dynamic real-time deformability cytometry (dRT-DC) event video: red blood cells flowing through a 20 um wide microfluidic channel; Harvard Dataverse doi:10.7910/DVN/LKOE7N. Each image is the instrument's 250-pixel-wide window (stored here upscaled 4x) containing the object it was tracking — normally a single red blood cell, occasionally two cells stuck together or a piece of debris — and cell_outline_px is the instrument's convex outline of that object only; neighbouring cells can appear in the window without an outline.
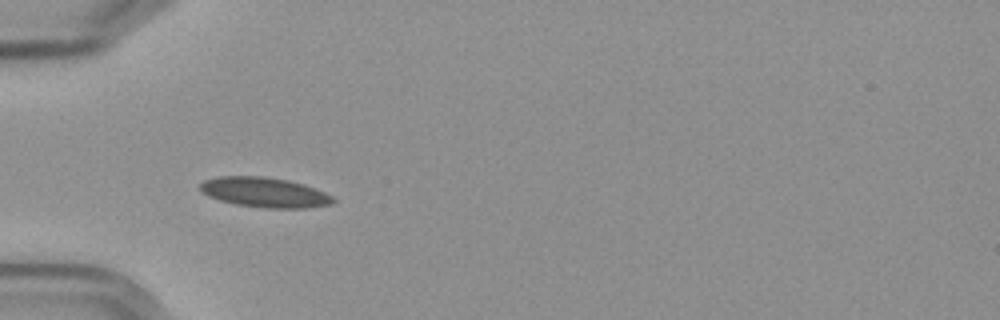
{"species": "Egyptian fruit bat (a non-hibernating species)", "species_latin": "Rousettus aegyptiacus", "temperature_condition": "cold", "stored_images_in_passage": 39, "camera_frame_rate_fps": 3000, "um_per_image_px": 0.085, "frame": {"image": 1, "passage_image": 1, "time_ms": 0.0, "image_size_px": [1000, 320], "cell_outline_px": [[336, 200], [332, 204], [308, 208], [264, 208], [236, 204], [220, 200], [208, 196], [200, 192], [200, 184], [204, 180], [216, 176], [264, 176], [288, 180], [304, 184], [324, 192], [332, 196]], "centroid_in_image_um": [22.48, 16.35], "position_along_channel_um": 62.5, "area_um2": 23.35}}
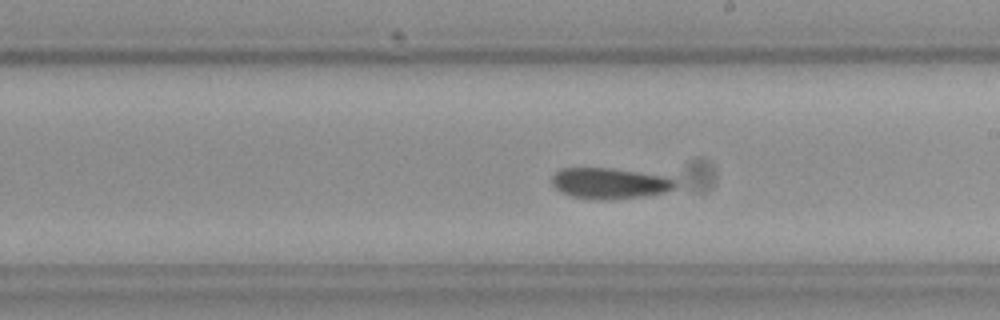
{"frame": {"image": 2, "passage_image": 16, "time_ms": 5.0, "image_size_px": [1000, 320], "cell_outline_px": [[676, 188], [668, 192], [644, 196], [612, 200], [600, 200], [572, 196], [560, 192], [552, 184], [552, 176], [556, 172], [564, 168], [608, 168], [664, 176], [676, 180]], "centroid_in_image_um": [51.84, 15.6], "position_along_channel_um": 237.2, "area_um2": 22.2}}
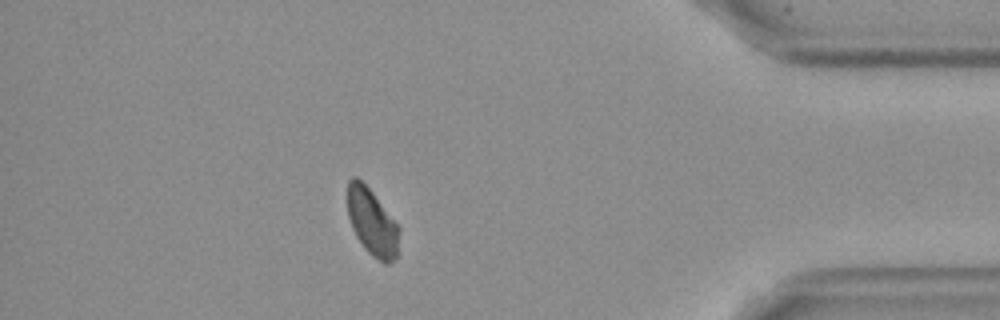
{"frame": {"image": 3, "passage_image": 33, "time_ms": 10.667, "image_size_px": [1000, 320], "cell_outline_px": [[400, 232], [396, 260], [388, 264], [384, 264], [372, 256], [364, 248], [356, 236], [352, 228], [348, 216], [348, 180], [352, 176], [356, 176], [372, 192], [400, 228]], "centroid_in_image_um": [31.64, 18.93], "position_along_channel_um": 403.6, "area_um2": 20.11}}